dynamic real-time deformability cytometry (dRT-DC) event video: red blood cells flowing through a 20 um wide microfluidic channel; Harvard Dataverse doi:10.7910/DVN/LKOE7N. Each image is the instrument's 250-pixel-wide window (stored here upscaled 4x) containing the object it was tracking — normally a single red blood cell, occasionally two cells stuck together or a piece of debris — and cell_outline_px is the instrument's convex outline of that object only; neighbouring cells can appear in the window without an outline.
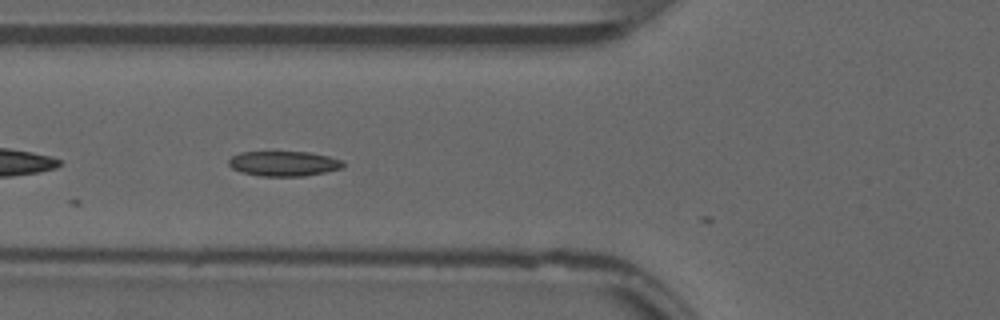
{"species": "common noctule bat (a hibernating species)", "species_latin": "Nyctalus noctula", "temperature_condition": "warm", "stored_images_in_passage": 9, "camera_frame_rate_fps": 3000, "um_per_image_px": 0.085, "animal": {"sex": "male", "forearm_length_mm": 52.5}, "frame": {"image": 1, "passage_image": 3, "time_ms": 0.667, "image_size_px": [1000, 320], "cell_outline_px": [[344, 168], [304, 176], [260, 176], [240, 172], [232, 168], [228, 164], [228, 160], [232, 156], [240, 152], [308, 152], [328, 156], [340, 160], [344, 164]], "centroid_in_image_um": [24.09, 13.91], "position_along_channel_um": 101.7, "area_um2": 16.65}}